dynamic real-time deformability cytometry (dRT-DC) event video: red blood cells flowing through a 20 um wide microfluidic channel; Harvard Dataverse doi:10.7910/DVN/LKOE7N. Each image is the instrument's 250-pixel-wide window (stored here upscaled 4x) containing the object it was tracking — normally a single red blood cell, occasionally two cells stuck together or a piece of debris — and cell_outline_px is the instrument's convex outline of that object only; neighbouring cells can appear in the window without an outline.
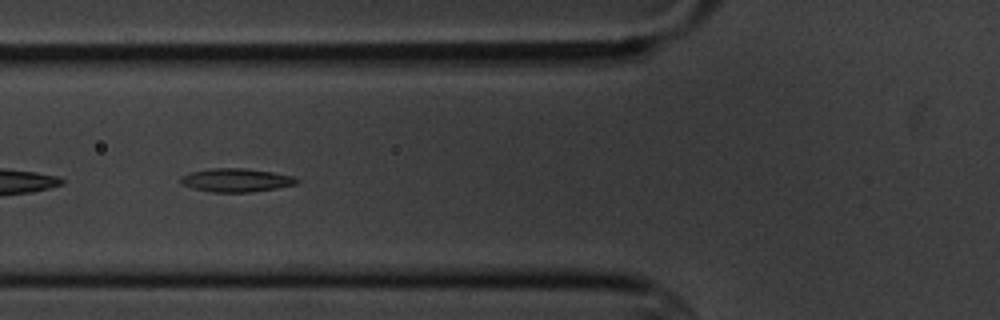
{"species": "common noctule bat (a hibernating species)", "species_latin": "Nyctalus noctula", "temperature_condition": "cold", "stored_images_in_passage": 7, "camera_frame_rate_fps": 3000, "um_per_image_px": 0.085, "animal": {"sex": "male", "body_mass_g": 20.1, "forearm_length_mm": 53.5}, "frame": {"image": 1, "passage_image": 6, "time_ms": 5.667, "image_size_px": [1000, 320], "cell_outline_px": [[300, 180], [296, 184], [276, 188], [252, 192], [212, 192], [192, 188], [180, 184], [180, 176], [192, 172], [212, 168], [248, 168], [272, 172], [292, 176]], "centroid_in_image_um": [20.05, 15.31], "position_along_channel_um": 105.7, "area_um2": 15.9}}